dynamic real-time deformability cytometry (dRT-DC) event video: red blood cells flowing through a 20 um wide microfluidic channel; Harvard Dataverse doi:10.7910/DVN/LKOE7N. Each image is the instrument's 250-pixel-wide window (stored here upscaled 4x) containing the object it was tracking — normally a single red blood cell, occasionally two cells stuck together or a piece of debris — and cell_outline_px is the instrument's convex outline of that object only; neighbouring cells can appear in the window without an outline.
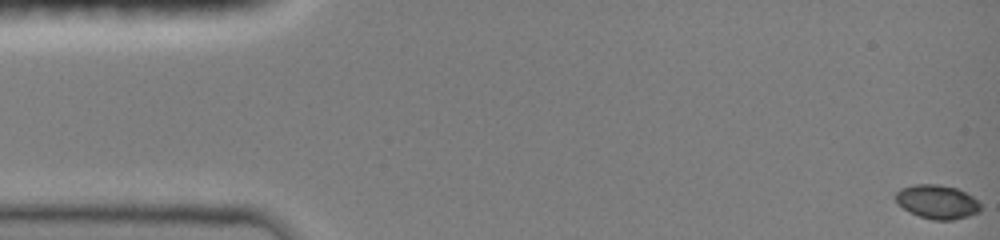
{"species": "common noctule bat (a hibernating species)", "species_latin": "Nyctalus noctula", "temperature_condition": "room temperature", "stored_images_in_passage": 48, "camera_frame_rate_fps": 3000, "um_per_image_px": 0.085, "animal": {"sex": "female", "body_mass_g": 19.0, "forearm_length_mm": 51.5}, "frame": {"image": 1, "passage_image": 1, "time_ms": 0.0, "image_size_px": [1000, 240], "cell_outline_px": [[980, 212], [968, 216], [952, 220], [932, 220], [920, 216], [904, 208], [896, 200], [896, 192], [900, 188], [916, 184], [936, 184], [956, 188], [972, 196], [980, 204]], "centroid_in_image_um": [79.67, 17.15], "position_along_channel_um": 5.3, "area_um2": 16.53}}
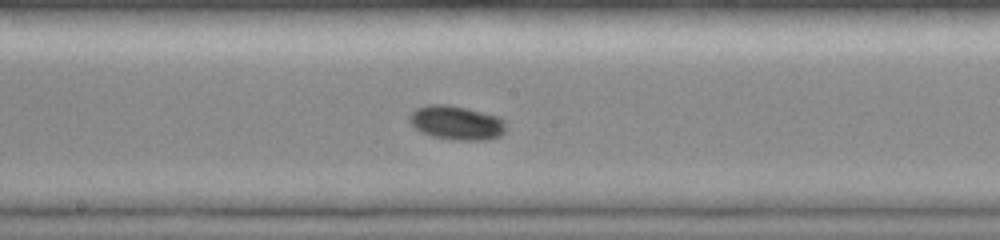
{"frame": {"image": 2, "passage_image": 26, "time_ms": 8.333, "image_size_px": [1000, 240], "cell_outline_px": [[504, 132], [500, 136], [484, 140], [456, 140], [432, 136], [420, 132], [408, 120], [408, 116], [416, 108], [428, 104], [448, 104], [500, 116], [504, 120]], "centroid_in_image_um": [38.78, 10.42], "position_along_channel_um": 209.4, "area_um2": 19.19}}
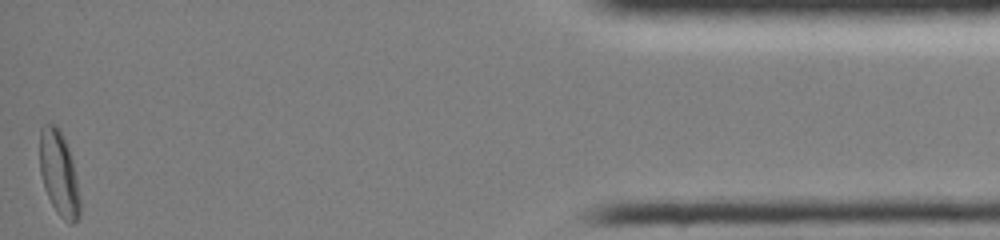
{"frame": {"image": 3, "passage_image": 48, "time_ms": 15.667, "image_size_px": [1000, 240], "cell_outline_px": [[80, 216], [72, 224], [64, 220], [56, 212], [44, 188], [40, 172], [40, 128], [44, 124], [56, 124], [60, 128], [68, 148], [72, 160], [76, 176], [80, 200]], "centroid_in_image_um": [5.01, 14.74], "position_along_channel_um": 430.2, "area_um2": 19.83}, "authors_computed_cell_mechanics": {"area_um2": 17.8602, "velocity_mm_per_s": 4.0342, "shape_relaxation_time_tau1_ms": 2.0851, "shape_relaxation_time_tau2_ms": null, "deformation_change_tau1": 0.0881, "deformation_change_tau2": null}}